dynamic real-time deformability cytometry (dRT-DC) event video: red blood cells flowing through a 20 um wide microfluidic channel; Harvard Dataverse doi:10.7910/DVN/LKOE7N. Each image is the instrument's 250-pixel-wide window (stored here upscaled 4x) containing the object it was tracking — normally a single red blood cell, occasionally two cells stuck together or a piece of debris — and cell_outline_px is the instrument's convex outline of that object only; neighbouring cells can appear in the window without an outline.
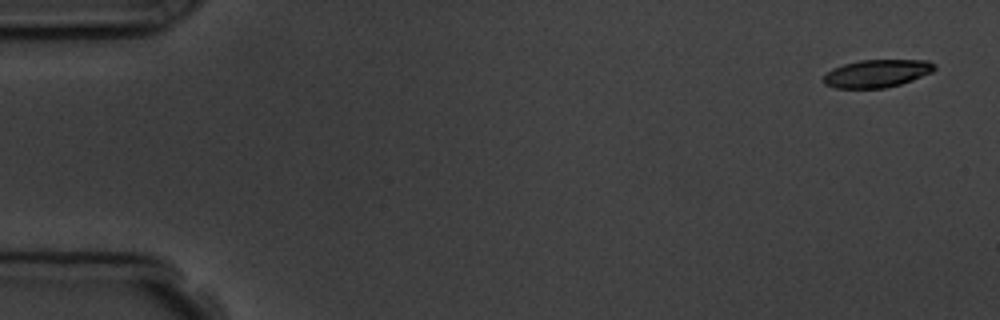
{"species": "common noctule bat (a hibernating species)", "species_latin": "Nyctalus noctula", "temperature_condition": "room temperature", "stored_images_in_passage": 6, "camera_frame_rate_fps": 3000, "um_per_image_px": 0.085, "animal": {"sex": "male", "body_mass_g": 19.5, "forearm_length_mm": 54.6}, "frame": {"image": 1, "passage_image": 6, "time_ms": 5.667, "image_size_px": [1000, 320], "cell_outline_px": [[936, 68], [932, 72], [912, 80], [900, 84], [884, 88], [836, 88], [824, 84], [824, 76], [832, 68], [844, 64], [860, 60], [928, 60], [936, 64]], "centroid_in_image_um": [74.56, 6.24], "position_along_channel_um": 10.4, "area_um2": 17.92}}